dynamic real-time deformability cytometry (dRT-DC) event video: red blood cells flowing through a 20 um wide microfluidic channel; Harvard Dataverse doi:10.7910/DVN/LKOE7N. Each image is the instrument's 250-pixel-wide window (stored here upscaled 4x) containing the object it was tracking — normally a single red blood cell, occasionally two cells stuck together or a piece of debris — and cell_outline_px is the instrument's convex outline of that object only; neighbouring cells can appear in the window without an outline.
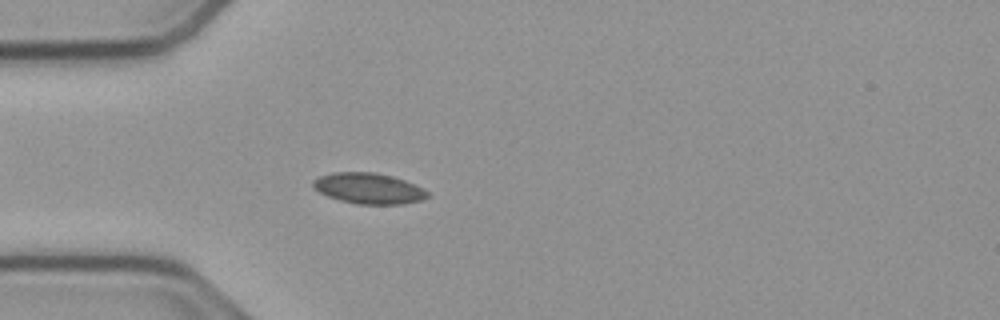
{"species": "common noctule bat (a hibernating species)", "species_latin": "Nyctalus noctula", "temperature_condition": "cold", "stored_images_in_passage": 45, "camera_frame_rate_fps": 3000, "um_per_image_px": 0.085, "animal": {"sex": "male", "body_mass_g": 23.1, "forearm_length_mm": 52.7}, "frame": {"image": 1, "passage_image": 6, "time_ms": 1.667, "image_size_px": [1000, 320], "cell_outline_px": [[428, 196], [420, 200], [404, 204], [356, 204], [340, 200], [328, 196], [320, 192], [312, 184], [312, 180], [320, 176], [332, 172], [376, 172], [392, 176], [404, 180], [424, 188], [428, 192]], "centroid_in_image_um": [31.34, 16.01], "position_along_channel_um": 53.7, "area_um2": 20.46}}
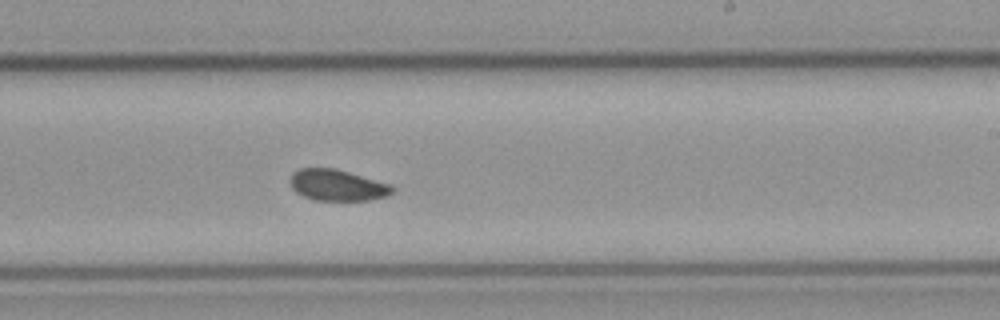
{"frame": {"image": 2, "passage_image": 23, "time_ms": 7.333, "image_size_px": [1000, 320], "cell_outline_px": [[396, 188], [388, 196], [368, 200], [312, 200], [296, 192], [292, 188], [288, 180], [292, 172], [300, 168], [336, 168], [392, 184]], "centroid_in_image_um": [28.67, 15.73], "position_along_channel_um": 260.3, "area_um2": 18.9}}
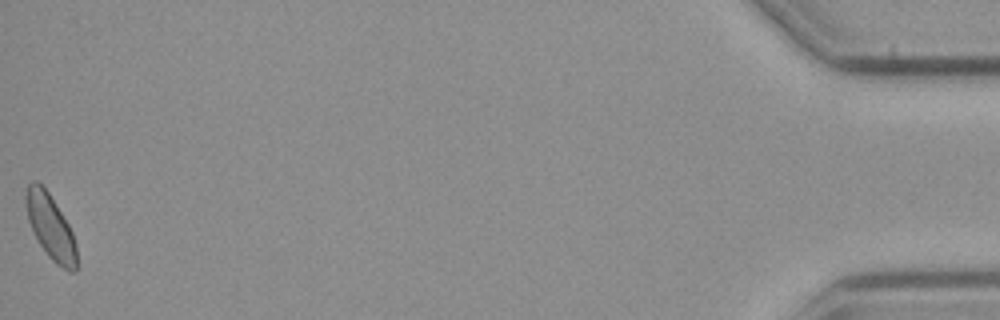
{"frame": {"image": 3, "passage_image": 45, "time_ms": 14.667, "image_size_px": [1000, 320], "cell_outline_px": [[76, 272], [68, 272], [56, 264], [48, 256], [40, 244], [28, 220], [24, 200], [24, 196], [28, 184], [32, 180], [36, 180], [48, 192], [68, 224], [72, 232], [76, 244]], "centroid_in_image_um": [4.28, 19.29], "position_along_channel_um": 430.9, "area_um2": 19.02}, "authors_computed_cell_mechanics": {"area_um2": 19.1896, "velocity_mm_per_s": 3.7641, "shape_relaxation_time_tau1_ms": null, "shape_relaxation_time_tau2_ms": 0.5026, "deformation_change_tau1": null, "deformation_change_tau2": 0.0492}}